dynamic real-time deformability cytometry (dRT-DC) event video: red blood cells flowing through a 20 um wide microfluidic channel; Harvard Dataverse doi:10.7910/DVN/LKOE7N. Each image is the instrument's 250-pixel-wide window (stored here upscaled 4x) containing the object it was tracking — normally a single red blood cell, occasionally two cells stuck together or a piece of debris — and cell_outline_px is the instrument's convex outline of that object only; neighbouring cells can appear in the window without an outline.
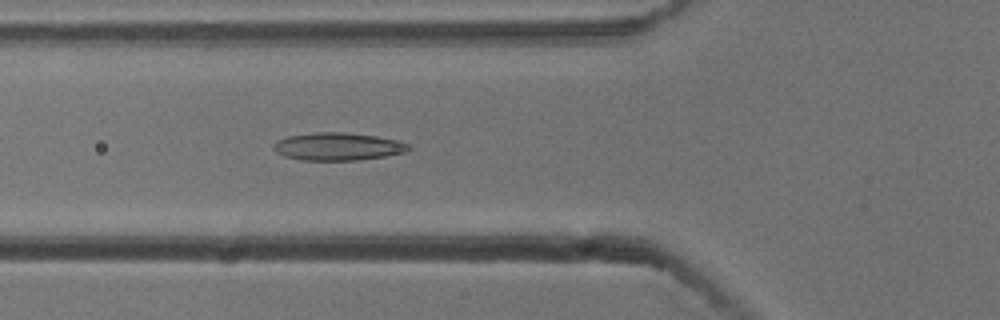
{"species": "common noctule bat (a hibernating species)", "species_latin": "Nyctalus noctula", "temperature_condition": "cold", "stored_images_in_passage": 52, "camera_frame_rate_fps": 3000, "um_per_image_px": 0.085, "animal": {"sex": "male", "body_mass_g": 13.3}, "frame": {"image": 1, "passage_image": 18, "time_ms": 5.667, "image_size_px": [1000, 320], "cell_outline_px": [[412, 148], [404, 152], [388, 156], [360, 160], [300, 160], [284, 156], [276, 152], [272, 148], [280, 140], [288, 136], [312, 132], [344, 132], [376, 136], [400, 140], [408, 144]], "centroid_in_image_um": [28.76, 12.46], "position_along_channel_um": 97.0, "area_um2": 21.91}}
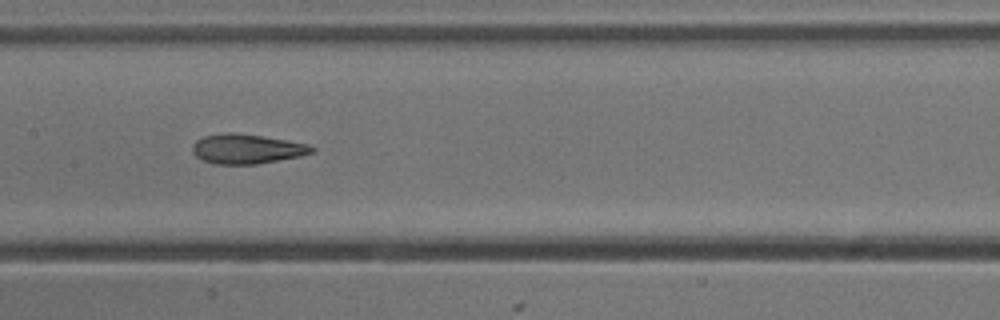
{"frame": {"image": 2, "passage_image": 25, "time_ms": 8.0, "image_size_px": [1000, 320], "cell_outline_px": [[316, 148], [312, 152], [300, 156], [256, 164], [216, 164], [200, 160], [192, 152], [192, 144], [196, 140], [204, 136], [228, 132], [236, 132], [264, 136], [288, 140], [308, 144]], "centroid_in_image_um": [20.95, 12.65], "position_along_channel_um": 186.5, "area_um2": 20.75}}
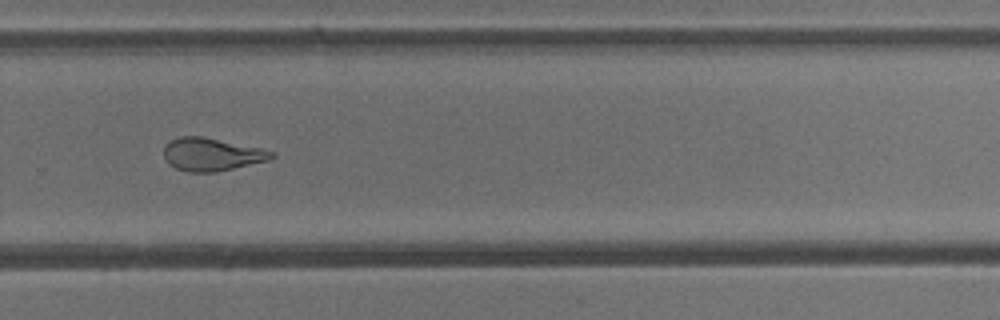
{"frame": {"image": 3, "passage_image": 35, "time_ms": 11.333, "image_size_px": [1000, 320], "cell_outline_px": [[276, 156], [268, 160], [216, 172], [188, 172], [176, 168], [168, 164], [164, 156], [164, 148], [172, 140], [180, 136], [204, 136], [260, 148], [276, 152]], "centroid_in_image_um": [18.0, 13.12], "position_along_channel_um": 311.8, "area_um2": 20.58}, "authors_computed_cell_mechanics": {"area_um2": 22.253, "velocity_mm_per_s": 3.7726, "shape_relaxation_time_tau1_ms": null, "shape_relaxation_time_tau2_ms": 2.4005, "deformation_change_tau1": null, "deformation_change_tau2": 0.0984}}